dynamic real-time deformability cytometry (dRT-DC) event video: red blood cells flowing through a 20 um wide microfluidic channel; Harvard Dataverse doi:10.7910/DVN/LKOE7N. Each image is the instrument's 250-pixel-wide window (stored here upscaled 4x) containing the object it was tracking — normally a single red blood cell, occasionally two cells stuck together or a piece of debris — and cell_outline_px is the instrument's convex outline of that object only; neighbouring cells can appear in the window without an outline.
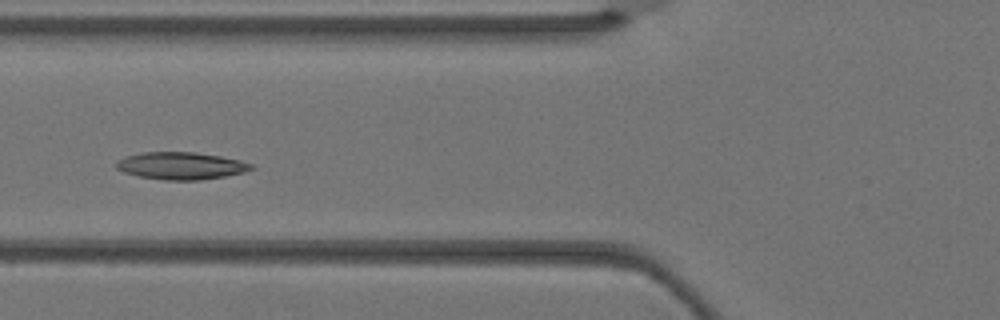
{"species": "Egyptian fruit bat (a non-hibernating species)", "species_latin": "Rousettus aegyptiacus", "temperature_condition": "warm", "stored_images_in_passage": 6, "camera_frame_rate_fps": 3000, "um_per_image_px": 0.085, "animal": {"sex": "female"}, "frame": {"image": 1, "passage_image": 6, "time_ms": 1.667, "image_size_px": [1000, 320], "cell_outline_px": [[256, 168], [244, 172], [224, 176], [200, 180], [164, 180], [140, 176], [124, 172], [116, 168], [116, 160], [124, 156], [140, 152], [196, 152], [220, 156], [240, 160], [252, 164]], "centroid_in_image_um": [15.37, 14.08], "position_along_channel_um": 110.4, "area_um2": 21.56}}